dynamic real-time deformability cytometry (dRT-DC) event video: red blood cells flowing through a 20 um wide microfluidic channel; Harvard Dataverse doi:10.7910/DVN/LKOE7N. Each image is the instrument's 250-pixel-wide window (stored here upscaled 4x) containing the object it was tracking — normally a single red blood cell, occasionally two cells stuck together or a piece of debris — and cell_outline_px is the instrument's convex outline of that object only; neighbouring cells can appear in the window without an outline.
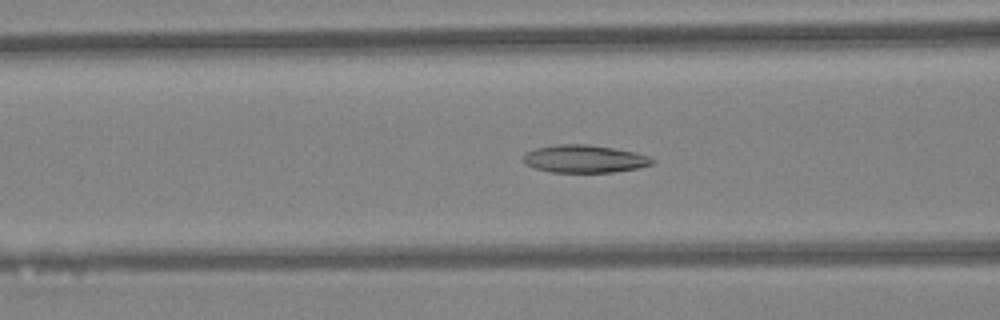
{"species": "Egyptian fruit bat (a non-hibernating species)", "species_latin": "Rousettus aegyptiacus", "temperature_condition": "warm", "stored_images_in_passage": 45, "camera_frame_rate_fps": 3000, "um_per_image_px": 0.085, "animal": {"sex": "female"}, "frame": {"image": 1, "passage_image": 18, "time_ms": 5.667, "image_size_px": [1000, 320], "cell_outline_px": [[656, 160], [652, 164], [640, 168], [612, 172], [552, 172], [536, 168], [524, 164], [524, 152], [536, 148], [556, 144], [588, 144], [616, 148], [636, 152], [648, 156]], "centroid_in_image_um": [49.7, 13.49], "position_along_channel_um": 116.9, "area_um2": 20.98}}
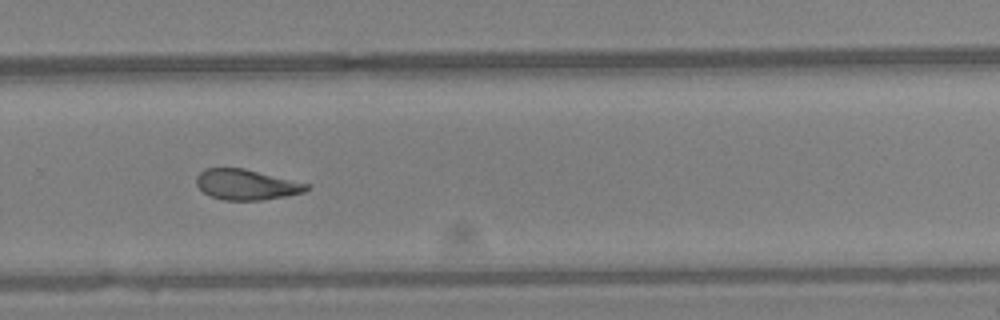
{"frame": {"image": 2, "passage_image": 31, "time_ms": 10.0, "image_size_px": [1000, 320], "cell_outline_px": [[308, 188], [304, 192], [284, 196], [260, 200], [224, 200], [212, 196], [204, 192], [196, 184], [196, 176], [204, 168], [244, 168], [308, 184]], "centroid_in_image_um": [20.89, 15.68], "position_along_channel_um": 308.9, "area_um2": 19.25}}
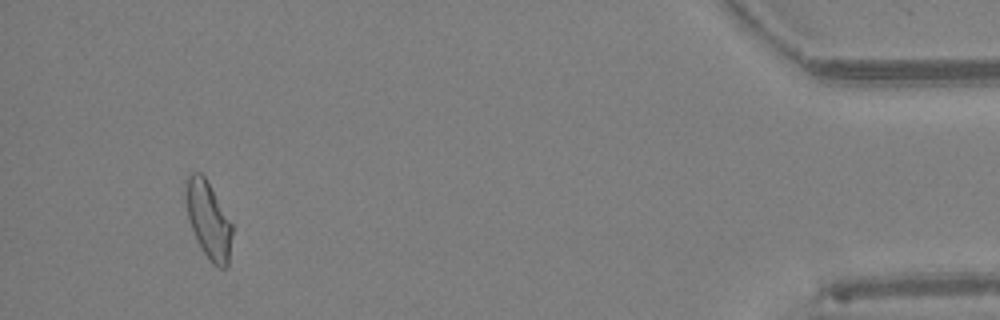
{"frame": {"image": 3, "passage_image": 43, "time_ms": 14.0, "image_size_px": [1000, 320], "cell_outline_px": [[232, 232], [228, 264], [224, 268], [220, 268], [212, 264], [196, 240], [188, 220], [184, 200], [184, 180], [192, 172], [200, 172], [204, 176], [232, 224]], "centroid_in_image_um": [17.66, 18.67], "position_along_channel_um": 417.5, "area_um2": 20.87}, "authors_computed_cell_mechanics": {"area_um2": 21.0392, "velocity_mm_per_s": 4.4315, "shape_relaxation_time_tau1_ms": null, "shape_relaxation_time_tau2_ms": 3.4974, "deformation_change_tau1": null, "deformation_change_tau2": 0.1167}}